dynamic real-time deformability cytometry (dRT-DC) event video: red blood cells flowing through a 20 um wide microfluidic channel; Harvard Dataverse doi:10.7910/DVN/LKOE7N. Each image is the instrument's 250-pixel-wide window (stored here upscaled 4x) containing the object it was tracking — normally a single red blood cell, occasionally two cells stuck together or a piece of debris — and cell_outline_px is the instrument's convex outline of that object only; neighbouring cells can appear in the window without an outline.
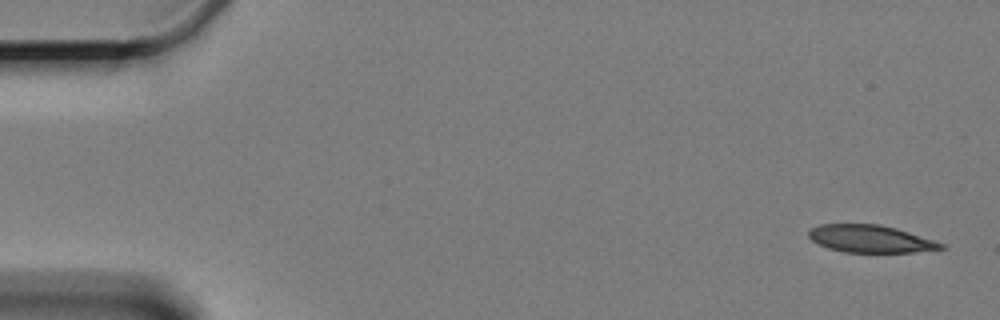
{"species": "Egyptian fruit bat (a non-hibernating species)", "species_latin": "Rousettus aegyptiacus", "temperature_condition": "cold", "stored_images_in_passage": 4, "camera_frame_rate_fps": 3000, "um_per_image_px": 0.085, "animal": {"sex": "female"}, "frame": {"image": 1, "passage_image": 1, "time_ms": 0.0, "image_size_px": [1000, 320], "cell_outline_px": [[948, 248], [912, 252], [844, 252], [828, 248], [812, 240], [808, 236], [808, 232], [812, 228], [820, 224], [880, 224], [896, 228], [944, 244]], "centroid_in_image_um": [73.97, 20.3], "position_along_channel_um": 11.0, "area_um2": 20.92}}